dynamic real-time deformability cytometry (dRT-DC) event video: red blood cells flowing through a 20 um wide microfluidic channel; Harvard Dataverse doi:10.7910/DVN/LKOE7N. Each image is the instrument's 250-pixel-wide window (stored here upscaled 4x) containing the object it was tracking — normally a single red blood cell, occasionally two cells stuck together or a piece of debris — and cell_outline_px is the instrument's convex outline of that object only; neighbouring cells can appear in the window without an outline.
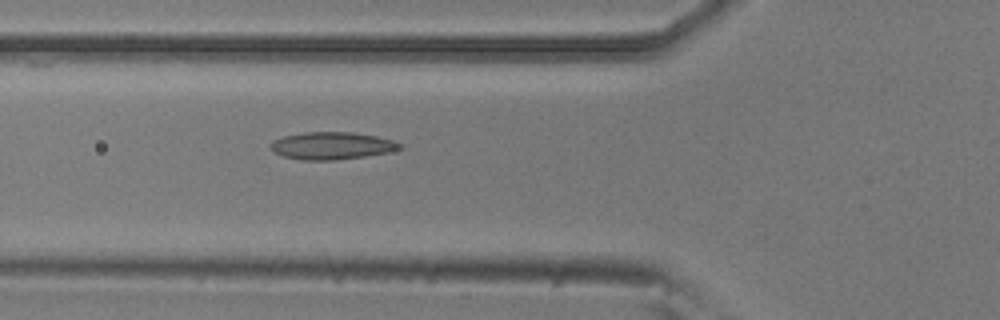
{"species": "common noctule bat (a hibernating species)", "species_latin": "Nyctalus noctula", "temperature_condition": "room temperature", "stored_images_in_passage": 37, "camera_frame_rate_fps": 3000, "um_per_image_px": 0.085, "animal": {"sex": "male", "body_mass_g": 20.5, "forearm_length_mm": 52.5}, "frame": {"image": 1, "passage_image": 5, "time_ms": 1.333, "image_size_px": [1000, 320], "cell_outline_px": [[404, 148], [388, 152], [364, 156], [332, 160], [304, 160], [284, 156], [276, 152], [272, 148], [272, 140], [284, 136], [304, 132], [352, 132], [376, 136], [392, 140], [404, 144]], "centroid_in_image_um": [28.26, 12.37], "position_along_channel_um": 97.5, "area_um2": 20.4}}
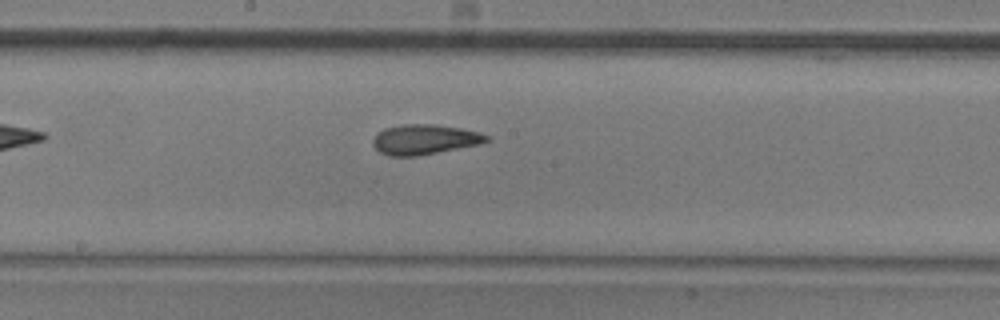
{"frame": {"image": 2, "passage_image": 14, "time_ms": 4.333, "image_size_px": [1000, 320], "cell_outline_px": [[492, 140], [476, 144], [416, 156], [388, 156], [380, 152], [372, 144], [372, 140], [376, 132], [384, 128], [400, 124], [436, 124], [460, 128], [480, 132], [488, 136]], "centroid_in_image_um": [36.03, 11.83], "position_along_channel_um": 212.2, "area_um2": 19.83}}
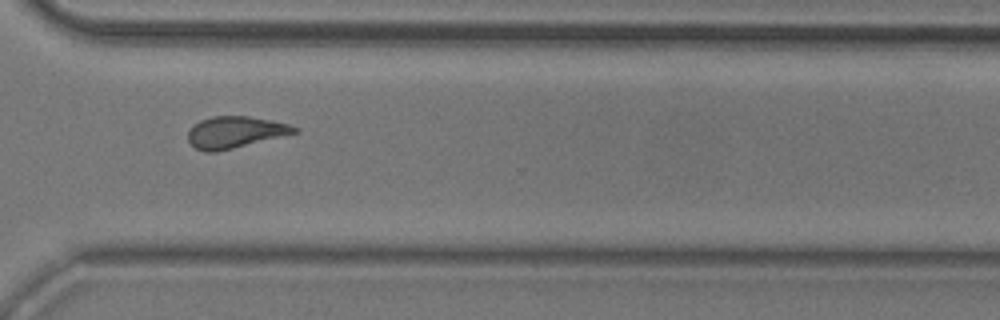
{"frame": {"image": 3, "passage_image": 25, "time_ms": 8.0, "image_size_px": [1000, 320], "cell_outline_px": [[300, 132], [216, 152], [204, 152], [196, 148], [188, 140], [188, 132], [200, 120], [212, 116], [248, 116], [288, 124], [296, 128]], "centroid_in_image_um": [19.97, 11.24], "position_along_channel_um": 350.6, "area_um2": 19.31}, "authors_computed_cell_mechanics": {"area_um2": 19.363, "velocity_mm_per_s": 3.7967, "shape_relaxation_time_tau1_ms": null, "shape_relaxation_time_tau2_ms": 2.6581, "deformation_change_tau1": null, "deformation_change_tau2": 0.1114}}